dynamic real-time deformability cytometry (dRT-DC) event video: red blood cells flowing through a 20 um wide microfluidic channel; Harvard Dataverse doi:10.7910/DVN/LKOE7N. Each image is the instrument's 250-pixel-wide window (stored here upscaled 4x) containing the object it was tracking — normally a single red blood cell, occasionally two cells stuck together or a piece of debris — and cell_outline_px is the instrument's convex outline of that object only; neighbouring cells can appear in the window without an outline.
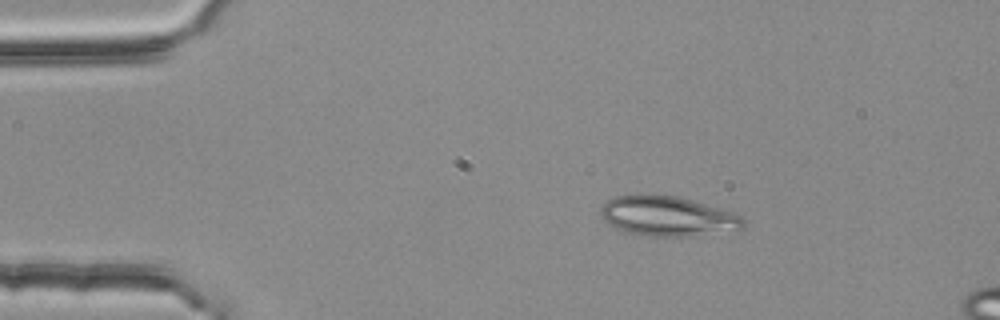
{"species": "common noctule bat (a hibernating species)", "species_latin": "Nyctalus noctula", "temperature_condition": "room temperature", "stored_images_in_passage": 3, "segment_of_instrument_passage": [1, 2], "camera_frame_rate_fps": 3000, "um_per_image_px": 0.085, "animal": {"sex": "female", "body_mass_g": 25.1}, "frame": {"image": 1, "passage_image": 1, "time_ms": 0.0, "image_size_px": [1000, 320], "cell_outline_px": [[744, 228], [740, 232], [692, 236], [652, 236], [632, 232], [616, 228], [608, 224], [604, 220], [600, 212], [600, 208], [608, 200], [616, 196], [636, 192], [652, 192], [676, 196], [692, 200], [720, 208], [732, 212], [740, 216], [744, 220]], "centroid_in_image_um": [56.79, 18.35], "position_along_channel_um": 28.2, "area_um2": 33.99}}